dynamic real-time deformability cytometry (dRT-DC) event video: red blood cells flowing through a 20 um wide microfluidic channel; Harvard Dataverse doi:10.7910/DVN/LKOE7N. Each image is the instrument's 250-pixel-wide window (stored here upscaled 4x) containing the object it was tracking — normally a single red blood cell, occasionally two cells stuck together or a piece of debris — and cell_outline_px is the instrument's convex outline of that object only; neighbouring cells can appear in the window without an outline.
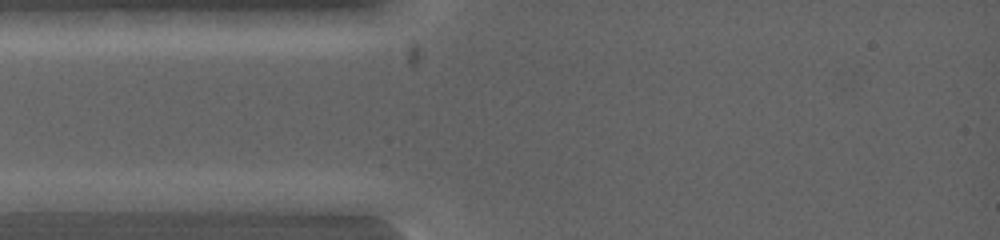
{"species": "common noctule bat (a hibernating species)", "species_latin": "Nyctalus noctula", "temperature_condition": "warm", "stored_images_in_passage": 5, "camera_frame_rate_fps": 5000, "um_per_image_px": 0.085, "animal": {"sex": "female", "body_mass_g": 19.0, "forearm_length_mm": 53.3}, "frame": {"image": 1, "passage_image": 1, "time_ms": 0.0, "image_size_px": [1000, 240], "cell_outline_px": [[120, 200], [96, 212], [16, 212], [12, 200], [28, 192]], "centroid_in_image_um": [5.02, 17.29], "position_along_channel_um": 80.0, "area_um2": 11.27}}